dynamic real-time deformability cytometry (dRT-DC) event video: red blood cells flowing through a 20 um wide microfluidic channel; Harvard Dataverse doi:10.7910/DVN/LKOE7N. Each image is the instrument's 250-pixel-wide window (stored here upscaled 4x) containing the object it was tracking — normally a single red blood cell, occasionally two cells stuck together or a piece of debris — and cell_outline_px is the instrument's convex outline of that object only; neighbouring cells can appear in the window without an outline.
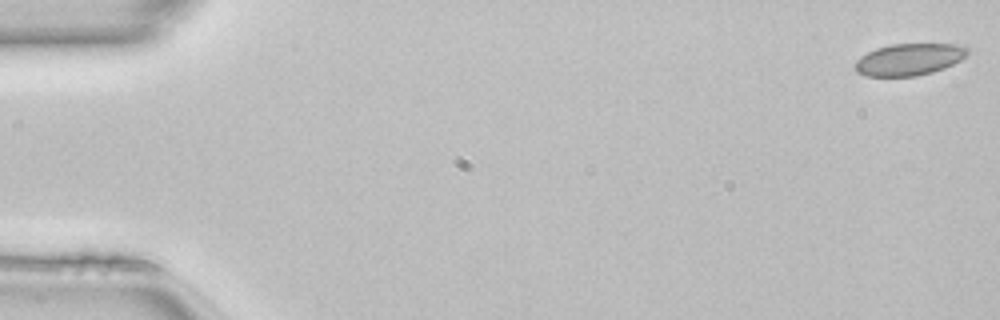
{"species": "common noctule bat (a hibernating species)", "species_latin": "Nyctalus noctula", "temperature_condition": "room temperature", "stored_images_in_passage": 50, "camera_frame_rate_fps": 3000, "um_per_image_px": 0.085, "animal": {"sex": "female", "body_mass_g": 22.7, "forearm_length_mm": 54.2}, "frame": {"image": 1, "passage_image": 1, "time_ms": 0.0, "image_size_px": [1000, 320], "cell_outline_px": [[968, 52], [960, 60], [944, 68], [932, 72], [916, 76], [864, 76], [856, 72], [856, 60], [860, 56], [876, 48], [892, 44], [964, 44], [968, 48]], "centroid_in_image_um": [77.27, 5.05], "position_along_channel_um": 7.7, "area_um2": 20.87}}
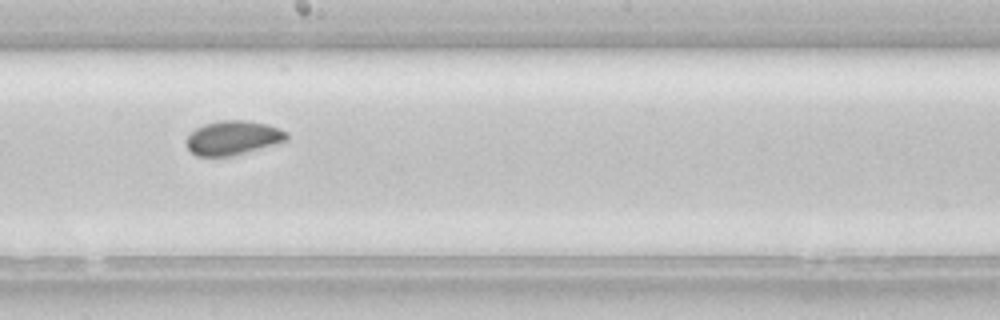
{"frame": {"image": 2, "passage_image": 28, "time_ms": 9.0, "image_size_px": [1000, 320], "cell_outline_px": [[288, 140], [276, 144], [232, 156], [196, 156], [184, 144], [184, 140], [196, 128], [204, 124], [220, 120], [248, 120], [268, 124], [280, 128], [288, 132]], "centroid_in_image_um": [19.81, 11.71], "position_along_channel_um": 228.4, "area_um2": 20.23}}
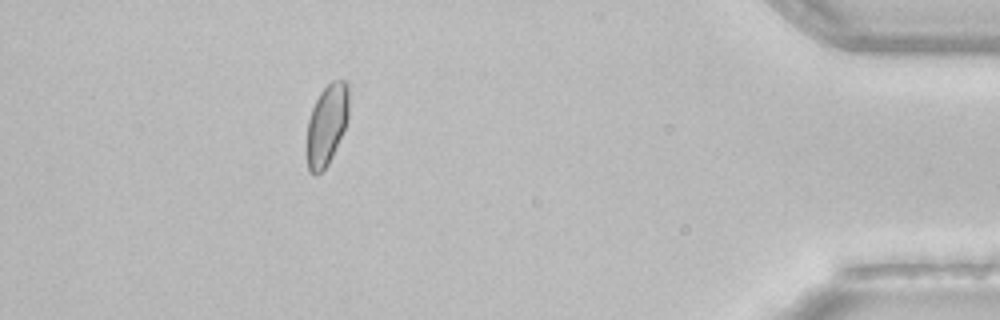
{"frame": {"image": 3, "passage_image": 45, "time_ms": 14.667, "image_size_px": [1000, 320], "cell_outline_px": [[348, 120], [332, 156], [328, 164], [316, 176], [312, 176], [308, 172], [308, 120], [312, 108], [320, 92], [332, 80], [344, 80], [348, 84]], "centroid_in_image_um": [27.78, 10.59], "position_along_channel_um": 407.4, "area_um2": 19.59}, "authors_computed_cell_mechanics": {"area_um2": 20.4034, "velocity_mm_per_s": 4.1139, "shape_relaxation_time_tau1_ms": 3.6597, "shape_relaxation_time_tau2_ms": 1.0314, "deformation_change_tau1": 0.0476, "deformation_change_tau2": 0.0346}}